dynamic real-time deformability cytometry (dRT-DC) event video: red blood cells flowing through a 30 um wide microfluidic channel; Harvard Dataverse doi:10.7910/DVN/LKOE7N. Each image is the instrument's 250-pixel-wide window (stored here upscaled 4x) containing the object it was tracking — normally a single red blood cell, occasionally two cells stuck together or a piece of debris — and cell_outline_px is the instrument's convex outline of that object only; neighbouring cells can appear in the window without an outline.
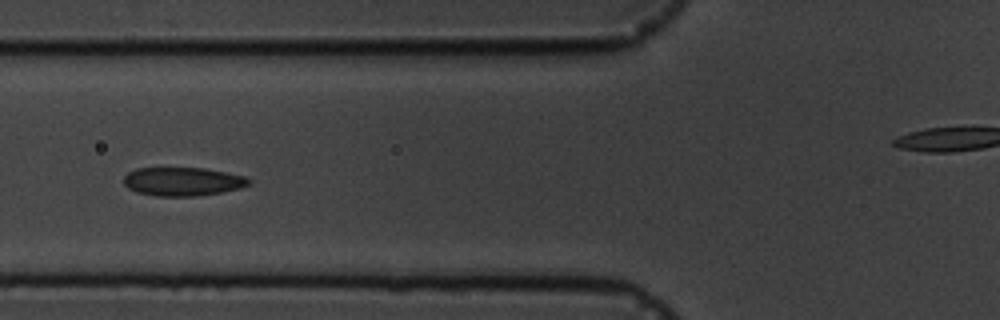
{"species": "common noctule bat (a hibernating species)", "species_latin": "Nyctalus noctula", "temperature_condition": "cold", "stored_images_in_passage": 16, "camera_frame_rate_fps": 3000, "um_per_image_px": 0.085, "animal": {"sex": "male", "body_mass_g": 19.5, "forearm_length_mm": 54.6}, "frame": {"image": 1, "passage_image": 5, "time_ms": 5.333, "image_size_px": [1000, 320], "cell_outline_px": [[252, 184], [240, 188], [220, 192], [196, 196], [156, 196], [136, 192], [128, 188], [124, 184], [124, 176], [128, 172], [136, 168], [204, 168], [244, 176], [252, 180]], "centroid_in_image_um": [15.52, 15.43], "position_along_channel_um": 110.3, "area_um2": 20.87}}
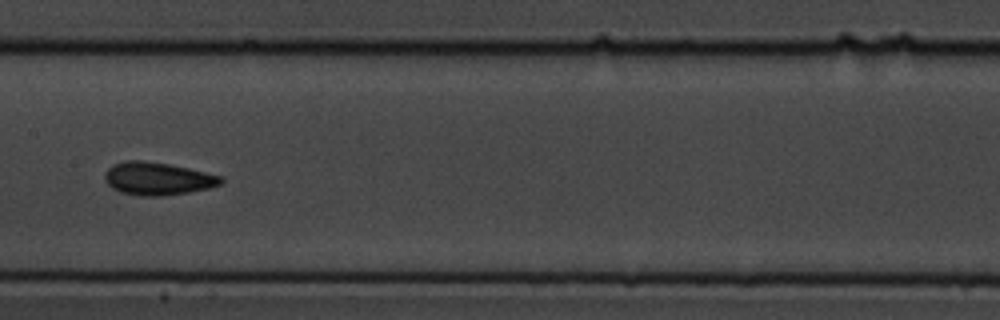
{"frame": {"image": 2, "passage_image": 7, "time_ms": 7.667, "image_size_px": [1000, 320], "cell_outline_px": [[224, 180], [220, 184], [208, 188], [188, 192], [160, 196], [140, 196], [120, 192], [112, 188], [104, 180], [104, 176], [108, 168], [112, 164], [124, 160], [140, 160], [168, 164], [188, 168], [224, 176]], "centroid_in_image_um": [13.38, 15.18], "position_along_channel_um": 194.0, "area_um2": 22.25}}
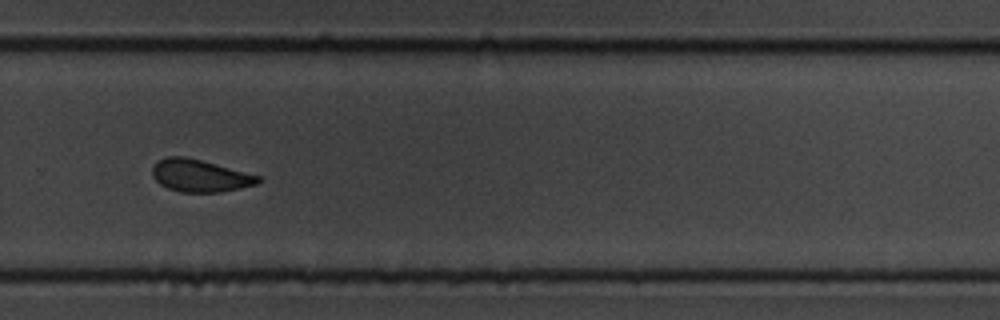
{"frame": {"image": 3, "passage_image": 10, "time_ms": 11.0, "image_size_px": [1000, 320], "cell_outline_px": [[264, 180], [256, 184], [240, 188], [220, 192], [180, 192], [168, 188], [160, 184], [152, 176], [152, 168], [156, 160], [168, 156], [184, 156], [216, 164], [260, 176]], "centroid_in_image_um": [16.97, 14.93], "position_along_channel_um": 312.8, "area_um2": 19.94}, "authors_computed_cell_mechanics": {"area_um2": 20.8947, "velocity_mm_per_s": 3.589, "shape_relaxation_time_tau1_ms": 2.454, "shape_relaxation_time_tau2_ms": 1.0033, "deformation_change_tau1": 0.0836, "deformation_change_tau2": 0.0325}}